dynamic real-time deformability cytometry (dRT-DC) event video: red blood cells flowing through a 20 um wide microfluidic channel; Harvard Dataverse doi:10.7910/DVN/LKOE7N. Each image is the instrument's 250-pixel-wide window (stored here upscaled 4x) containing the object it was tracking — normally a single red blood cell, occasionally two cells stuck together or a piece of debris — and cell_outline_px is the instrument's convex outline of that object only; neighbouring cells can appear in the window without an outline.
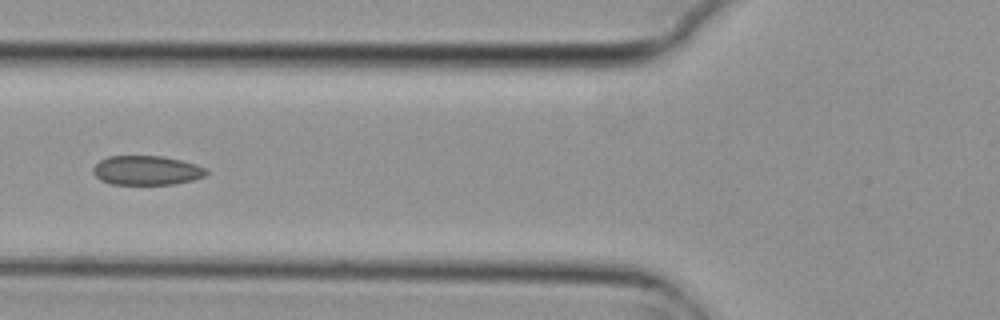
{"species": "common noctule bat (a hibernating species)", "species_latin": "Nyctalus noctula", "temperature_condition": "cold", "stored_images_in_passage": 6, "camera_frame_rate_fps": 3000, "um_per_image_px": 0.085, "animal": {"sex": "female", "body_mass_g": 29.2, "forearm_length_mm": 56.3}, "frame": {"image": 1, "passage_image": 6, "time_ms": 1.667, "image_size_px": [1000, 320], "cell_outline_px": [[208, 172], [204, 176], [192, 180], [172, 184], [112, 184], [100, 180], [92, 172], [92, 168], [100, 160], [108, 156], [164, 156], [196, 164], [204, 168]], "centroid_in_image_um": [12.43, 14.48], "position_along_channel_um": 113.4, "area_um2": 19.25}}